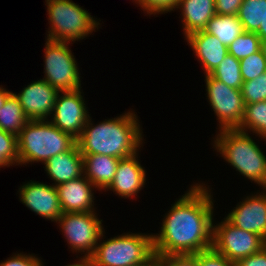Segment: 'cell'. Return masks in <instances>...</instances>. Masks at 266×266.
<instances>
[{"label":"cell","instance_id":"obj_1","mask_svg":"<svg viewBox=\"0 0 266 266\" xmlns=\"http://www.w3.org/2000/svg\"><path fill=\"white\" fill-rule=\"evenodd\" d=\"M205 184L196 183L164 216L153 249L161 256L197 254L212 248L213 199Z\"/></svg>","mask_w":266,"mask_h":266},{"label":"cell","instance_id":"obj_2","mask_svg":"<svg viewBox=\"0 0 266 266\" xmlns=\"http://www.w3.org/2000/svg\"><path fill=\"white\" fill-rule=\"evenodd\" d=\"M90 118L76 139L82 155L100 154L121 159L139 152L143 138L135 113L129 111L94 126Z\"/></svg>","mask_w":266,"mask_h":266},{"label":"cell","instance_id":"obj_3","mask_svg":"<svg viewBox=\"0 0 266 266\" xmlns=\"http://www.w3.org/2000/svg\"><path fill=\"white\" fill-rule=\"evenodd\" d=\"M219 131L215 150L241 175L266 189V156L249 133L237 128Z\"/></svg>","mask_w":266,"mask_h":266},{"label":"cell","instance_id":"obj_4","mask_svg":"<svg viewBox=\"0 0 266 266\" xmlns=\"http://www.w3.org/2000/svg\"><path fill=\"white\" fill-rule=\"evenodd\" d=\"M19 165L42 162L72 149L76 138L48 120H30L17 136Z\"/></svg>","mask_w":266,"mask_h":266},{"label":"cell","instance_id":"obj_5","mask_svg":"<svg viewBox=\"0 0 266 266\" xmlns=\"http://www.w3.org/2000/svg\"><path fill=\"white\" fill-rule=\"evenodd\" d=\"M51 24L47 39L61 42L82 40L98 29L99 21L72 0H45Z\"/></svg>","mask_w":266,"mask_h":266},{"label":"cell","instance_id":"obj_6","mask_svg":"<svg viewBox=\"0 0 266 266\" xmlns=\"http://www.w3.org/2000/svg\"><path fill=\"white\" fill-rule=\"evenodd\" d=\"M99 243L90 256L94 266H132L147 259L153 252V234L124 233Z\"/></svg>","mask_w":266,"mask_h":266},{"label":"cell","instance_id":"obj_7","mask_svg":"<svg viewBox=\"0 0 266 266\" xmlns=\"http://www.w3.org/2000/svg\"><path fill=\"white\" fill-rule=\"evenodd\" d=\"M46 40L43 79L59 92L81 89L78 64L68 47L69 42Z\"/></svg>","mask_w":266,"mask_h":266},{"label":"cell","instance_id":"obj_8","mask_svg":"<svg viewBox=\"0 0 266 266\" xmlns=\"http://www.w3.org/2000/svg\"><path fill=\"white\" fill-rule=\"evenodd\" d=\"M94 212H67L56 221L62 228L70 248L77 253L83 252L90 257L104 231L102 220ZM85 252V253H84Z\"/></svg>","mask_w":266,"mask_h":266},{"label":"cell","instance_id":"obj_9","mask_svg":"<svg viewBox=\"0 0 266 266\" xmlns=\"http://www.w3.org/2000/svg\"><path fill=\"white\" fill-rule=\"evenodd\" d=\"M263 237L237 228L226 218L213 225L212 249L231 262L239 260L263 249Z\"/></svg>","mask_w":266,"mask_h":266},{"label":"cell","instance_id":"obj_10","mask_svg":"<svg viewBox=\"0 0 266 266\" xmlns=\"http://www.w3.org/2000/svg\"><path fill=\"white\" fill-rule=\"evenodd\" d=\"M207 99L217 116L219 130L238 128L245 112L241 89L228 87L223 82L205 75Z\"/></svg>","mask_w":266,"mask_h":266},{"label":"cell","instance_id":"obj_11","mask_svg":"<svg viewBox=\"0 0 266 266\" xmlns=\"http://www.w3.org/2000/svg\"><path fill=\"white\" fill-rule=\"evenodd\" d=\"M60 93L61 95H57L50 122L77 139L90 117L81 89Z\"/></svg>","mask_w":266,"mask_h":266},{"label":"cell","instance_id":"obj_12","mask_svg":"<svg viewBox=\"0 0 266 266\" xmlns=\"http://www.w3.org/2000/svg\"><path fill=\"white\" fill-rule=\"evenodd\" d=\"M58 93L50 83L44 79L33 81L14 96L18 99L23 111L30 120H48L53 112Z\"/></svg>","mask_w":266,"mask_h":266},{"label":"cell","instance_id":"obj_13","mask_svg":"<svg viewBox=\"0 0 266 266\" xmlns=\"http://www.w3.org/2000/svg\"><path fill=\"white\" fill-rule=\"evenodd\" d=\"M30 181L19 188L21 202L41 217L57 221L63 212L56 186Z\"/></svg>","mask_w":266,"mask_h":266},{"label":"cell","instance_id":"obj_14","mask_svg":"<svg viewBox=\"0 0 266 266\" xmlns=\"http://www.w3.org/2000/svg\"><path fill=\"white\" fill-rule=\"evenodd\" d=\"M266 189L257 195L247 196L231 210L226 219L236 226L266 238ZM259 194V195H258Z\"/></svg>","mask_w":266,"mask_h":266},{"label":"cell","instance_id":"obj_15","mask_svg":"<svg viewBox=\"0 0 266 266\" xmlns=\"http://www.w3.org/2000/svg\"><path fill=\"white\" fill-rule=\"evenodd\" d=\"M138 160V153L121 158L114 179L105 191L113 190V193L128 199L138 194L146 182V172Z\"/></svg>","mask_w":266,"mask_h":266},{"label":"cell","instance_id":"obj_16","mask_svg":"<svg viewBox=\"0 0 266 266\" xmlns=\"http://www.w3.org/2000/svg\"><path fill=\"white\" fill-rule=\"evenodd\" d=\"M94 188L84 175L57 185L62 212H94Z\"/></svg>","mask_w":266,"mask_h":266},{"label":"cell","instance_id":"obj_17","mask_svg":"<svg viewBox=\"0 0 266 266\" xmlns=\"http://www.w3.org/2000/svg\"><path fill=\"white\" fill-rule=\"evenodd\" d=\"M185 39L201 62L205 75L214 71L228 54V47L204 30L191 33Z\"/></svg>","mask_w":266,"mask_h":266},{"label":"cell","instance_id":"obj_18","mask_svg":"<svg viewBox=\"0 0 266 266\" xmlns=\"http://www.w3.org/2000/svg\"><path fill=\"white\" fill-rule=\"evenodd\" d=\"M45 171L57 186L83 175V156L76 144L72 149L49 158L45 163Z\"/></svg>","mask_w":266,"mask_h":266},{"label":"cell","instance_id":"obj_19","mask_svg":"<svg viewBox=\"0 0 266 266\" xmlns=\"http://www.w3.org/2000/svg\"><path fill=\"white\" fill-rule=\"evenodd\" d=\"M182 15L184 36L202 31L208 21L216 15L215 0H180L177 5Z\"/></svg>","mask_w":266,"mask_h":266},{"label":"cell","instance_id":"obj_20","mask_svg":"<svg viewBox=\"0 0 266 266\" xmlns=\"http://www.w3.org/2000/svg\"><path fill=\"white\" fill-rule=\"evenodd\" d=\"M83 156V175L98 190H105L113 181L119 158L108 155L88 154Z\"/></svg>","mask_w":266,"mask_h":266},{"label":"cell","instance_id":"obj_21","mask_svg":"<svg viewBox=\"0 0 266 266\" xmlns=\"http://www.w3.org/2000/svg\"><path fill=\"white\" fill-rule=\"evenodd\" d=\"M204 31L216 36L222 44L229 47L244 29L237 15L216 14L208 21Z\"/></svg>","mask_w":266,"mask_h":266},{"label":"cell","instance_id":"obj_22","mask_svg":"<svg viewBox=\"0 0 266 266\" xmlns=\"http://www.w3.org/2000/svg\"><path fill=\"white\" fill-rule=\"evenodd\" d=\"M29 121L18 99L12 93L0 109V129L18 136Z\"/></svg>","mask_w":266,"mask_h":266},{"label":"cell","instance_id":"obj_23","mask_svg":"<svg viewBox=\"0 0 266 266\" xmlns=\"http://www.w3.org/2000/svg\"><path fill=\"white\" fill-rule=\"evenodd\" d=\"M241 131L253 132L266 140V100L245 104V112L237 128Z\"/></svg>","mask_w":266,"mask_h":266},{"label":"cell","instance_id":"obj_24","mask_svg":"<svg viewBox=\"0 0 266 266\" xmlns=\"http://www.w3.org/2000/svg\"><path fill=\"white\" fill-rule=\"evenodd\" d=\"M266 15V0H243L237 17L246 32H257Z\"/></svg>","mask_w":266,"mask_h":266},{"label":"cell","instance_id":"obj_25","mask_svg":"<svg viewBox=\"0 0 266 266\" xmlns=\"http://www.w3.org/2000/svg\"><path fill=\"white\" fill-rule=\"evenodd\" d=\"M210 75L234 89H241L243 85L240 60L229 53Z\"/></svg>","mask_w":266,"mask_h":266},{"label":"cell","instance_id":"obj_26","mask_svg":"<svg viewBox=\"0 0 266 266\" xmlns=\"http://www.w3.org/2000/svg\"><path fill=\"white\" fill-rule=\"evenodd\" d=\"M261 49V39L255 32L241 33L228 47V53L241 60Z\"/></svg>","mask_w":266,"mask_h":266},{"label":"cell","instance_id":"obj_27","mask_svg":"<svg viewBox=\"0 0 266 266\" xmlns=\"http://www.w3.org/2000/svg\"><path fill=\"white\" fill-rule=\"evenodd\" d=\"M19 165L17 136L0 129V168Z\"/></svg>","mask_w":266,"mask_h":266},{"label":"cell","instance_id":"obj_28","mask_svg":"<svg viewBox=\"0 0 266 266\" xmlns=\"http://www.w3.org/2000/svg\"><path fill=\"white\" fill-rule=\"evenodd\" d=\"M241 77L243 82L253 80L266 71V59L261 49L240 60Z\"/></svg>","mask_w":266,"mask_h":266},{"label":"cell","instance_id":"obj_29","mask_svg":"<svg viewBox=\"0 0 266 266\" xmlns=\"http://www.w3.org/2000/svg\"><path fill=\"white\" fill-rule=\"evenodd\" d=\"M241 94L245 104L266 100V71L253 80L243 82Z\"/></svg>","mask_w":266,"mask_h":266},{"label":"cell","instance_id":"obj_30","mask_svg":"<svg viewBox=\"0 0 266 266\" xmlns=\"http://www.w3.org/2000/svg\"><path fill=\"white\" fill-rule=\"evenodd\" d=\"M179 3L180 0H138V5L149 15L174 11Z\"/></svg>","mask_w":266,"mask_h":266},{"label":"cell","instance_id":"obj_31","mask_svg":"<svg viewBox=\"0 0 266 266\" xmlns=\"http://www.w3.org/2000/svg\"><path fill=\"white\" fill-rule=\"evenodd\" d=\"M198 266H236V263L231 262L225 256L215 252L212 248L197 253Z\"/></svg>","mask_w":266,"mask_h":266},{"label":"cell","instance_id":"obj_32","mask_svg":"<svg viewBox=\"0 0 266 266\" xmlns=\"http://www.w3.org/2000/svg\"><path fill=\"white\" fill-rule=\"evenodd\" d=\"M163 266H198L197 254H171L162 256Z\"/></svg>","mask_w":266,"mask_h":266},{"label":"cell","instance_id":"obj_33","mask_svg":"<svg viewBox=\"0 0 266 266\" xmlns=\"http://www.w3.org/2000/svg\"><path fill=\"white\" fill-rule=\"evenodd\" d=\"M0 266H44L41 259L32 255L22 253L14 254L6 261L0 263Z\"/></svg>","mask_w":266,"mask_h":266},{"label":"cell","instance_id":"obj_34","mask_svg":"<svg viewBox=\"0 0 266 266\" xmlns=\"http://www.w3.org/2000/svg\"><path fill=\"white\" fill-rule=\"evenodd\" d=\"M243 0H215L216 14L237 15Z\"/></svg>","mask_w":266,"mask_h":266},{"label":"cell","instance_id":"obj_35","mask_svg":"<svg viewBox=\"0 0 266 266\" xmlns=\"http://www.w3.org/2000/svg\"><path fill=\"white\" fill-rule=\"evenodd\" d=\"M236 266H266V252L262 249L260 252L247 256L239 260Z\"/></svg>","mask_w":266,"mask_h":266},{"label":"cell","instance_id":"obj_36","mask_svg":"<svg viewBox=\"0 0 266 266\" xmlns=\"http://www.w3.org/2000/svg\"><path fill=\"white\" fill-rule=\"evenodd\" d=\"M132 266H163L162 256L154 251L143 262L138 263V264H134Z\"/></svg>","mask_w":266,"mask_h":266},{"label":"cell","instance_id":"obj_37","mask_svg":"<svg viewBox=\"0 0 266 266\" xmlns=\"http://www.w3.org/2000/svg\"><path fill=\"white\" fill-rule=\"evenodd\" d=\"M65 266H94V265L90 257L83 256L81 257V259L77 261V263L68 264Z\"/></svg>","mask_w":266,"mask_h":266},{"label":"cell","instance_id":"obj_38","mask_svg":"<svg viewBox=\"0 0 266 266\" xmlns=\"http://www.w3.org/2000/svg\"><path fill=\"white\" fill-rule=\"evenodd\" d=\"M13 92L7 91L5 88L2 86L0 87V109L4 105L6 99L12 94Z\"/></svg>","mask_w":266,"mask_h":266},{"label":"cell","instance_id":"obj_39","mask_svg":"<svg viewBox=\"0 0 266 266\" xmlns=\"http://www.w3.org/2000/svg\"><path fill=\"white\" fill-rule=\"evenodd\" d=\"M261 40L266 39V15L264 17L263 24H260L259 30L256 32Z\"/></svg>","mask_w":266,"mask_h":266},{"label":"cell","instance_id":"obj_40","mask_svg":"<svg viewBox=\"0 0 266 266\" xmlns=\"http://www.w3.org/2000/svg\"><path fill=\"white\" fill-rule=\"evenodd\" d=\"M261 51L266 59V39L261 40Z\"/></svg>","mask_w":266,"mask_h":266},{"label":"cell","instance_id":"obj_41","mask_svg":"<svg viewBox=\"0 0 266 266\" xmlns=\"http://www.w3.org/2000/svg\"><path fill=\"white\" fill-rule=\"evenodd\" d=\"M263 250L266 252V238L263 239Z\"/></svg>","mask_w":266,"mask_h":266}]
</instances>
